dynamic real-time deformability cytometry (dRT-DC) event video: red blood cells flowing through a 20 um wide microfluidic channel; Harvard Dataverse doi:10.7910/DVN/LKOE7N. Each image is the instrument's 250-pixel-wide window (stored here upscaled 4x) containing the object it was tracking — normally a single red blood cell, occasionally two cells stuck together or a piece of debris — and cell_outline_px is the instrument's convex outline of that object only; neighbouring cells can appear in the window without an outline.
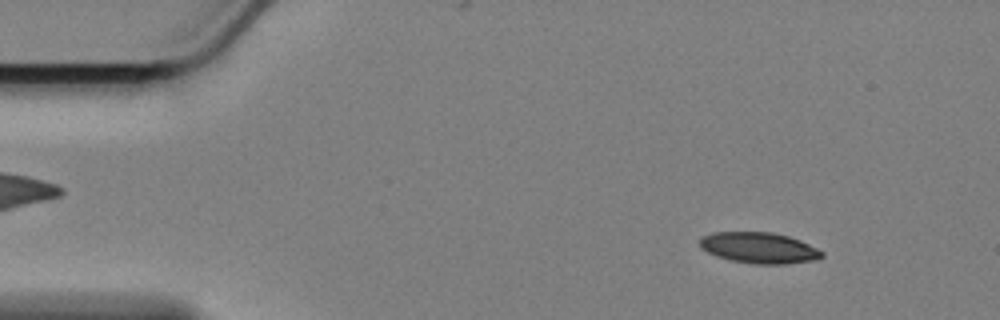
{"species": "Egyptian fruit bat (a non-hibernating species)", "species_latin": "Rousettus aegyptiacus", "temperature_condition": "cold", "stored_images_in_passage": 16, "camera_frame_rate_fps": 3000, "um_per_image_px": 0.085, "animal": {"sex": "female"}, "frame": {"image": 1, "passage_image": 6, "time_ms": 1.667, "image_size_px": [1000, 320], "cell_outline_px": [[824, 256], [816, 260], [788, 264], [752, 264], [732, 260], [716, 256], [700, 248], [700, 236], [712, 232], [772, 232], [788, 236], [800, 240], [824, 252]], "centroid_in_image_um": [64.52, 21.07], "position_along_channel_um": 20.5, "area_um2": 22.2}}